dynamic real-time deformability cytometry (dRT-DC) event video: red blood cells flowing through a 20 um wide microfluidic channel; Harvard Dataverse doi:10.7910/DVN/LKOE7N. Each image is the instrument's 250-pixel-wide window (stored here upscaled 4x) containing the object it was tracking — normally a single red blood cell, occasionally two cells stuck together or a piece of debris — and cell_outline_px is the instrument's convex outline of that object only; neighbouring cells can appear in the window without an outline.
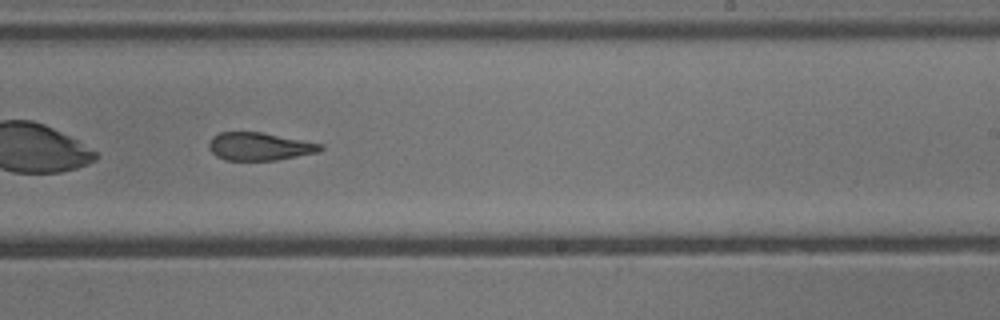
{"species": "common noctule bat (a hibernating species)", "species_latin": "Nyctalus noctula", "temperature_condition": "cold", "stored_images_in_passage": 40, "camera_frame_rate_fps": 3000, "um_per_image_px": 0.085, "animal": {"sex": "male", "body_mass_g": 13.3}, "frame": {"image": 1, "passage_image": 23, "time_ms": 7.333, "image_size_px": [1000, 320], "cell_outline_px": [[324, 148], [316, 152], [276, 160], [224, 160], [216, 156], [208, 148], [208, 144], [212, 136], [220, 132], [260, 132], [324, 144]], "centroid_in_image_um": [22.02, 12.44], "position_along_channel_um": 267.0, "area_um2": 18.03}, "authors_computed_cell_mechanics": {"area_um2": 19.6231, "velocity_mm_per_s": 3.886, "shape_relaxation_time_tau1_ms": 5.4234, "shape_relaxation_time_tau2_ms": 3.0849, "deformation_change_tau1": 0.1643, "deformation_change_tau2": 0.134}}